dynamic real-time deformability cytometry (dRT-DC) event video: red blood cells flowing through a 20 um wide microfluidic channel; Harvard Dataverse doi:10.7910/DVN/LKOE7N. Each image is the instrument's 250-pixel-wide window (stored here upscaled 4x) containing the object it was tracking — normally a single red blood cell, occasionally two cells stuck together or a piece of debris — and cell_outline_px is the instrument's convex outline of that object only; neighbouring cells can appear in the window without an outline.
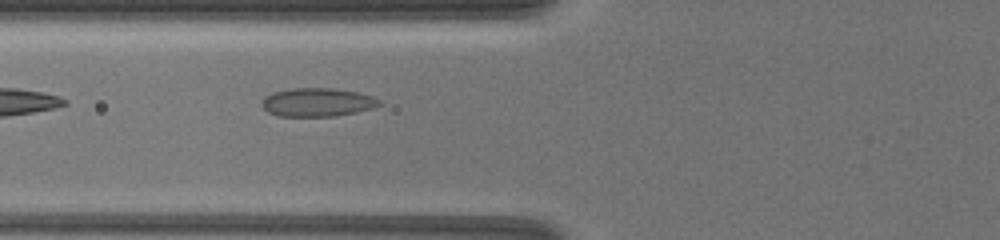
{"species": "common noctule bat (a hibernating species)", "species_latin": "Nyctalus noctula", "temperature_condition": "warm", "stored_images_in_passage": 21, "camera_frame_rate_fps": 3000, "um_per_image_px": 0.085, "animal": {"sex": "female", "body_mass_g": 19.5, "forearm_length_mm": 54.1}, "frame": {"image": 1, "passage_image": 6, "time_ms": 5.0, "image_size_px": [1000, 240], "cell_outline_px": [[384, 104], [372, 108], [356, 112], [332, 116], [280, 116], [268, 112], [260, 104], [264, 96], [272, 92], [292, 88], [332, 88], [360, 92], [372, 96], [380, 100]], "centroid_in_image_um": [26.98, 8.68], "position_along_channel_um": 98.8, "area_um2": 19.65}}
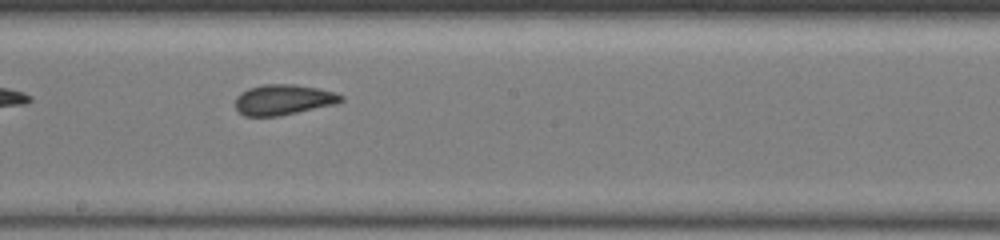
{"frame": {"image": 2, "passage_image": 10, "time_ms": 8.0, "image_size_px": [1000, 240], "cell_outline_px": [[344, 100], [336, 104], [280, 116], [244, 116], [236, 108], [236, 96], [240, 92], [248, 88], [264, 84], [292, 84], [320, 88], [336, 92], [344, 96]], "centroid_in_image_um": [24.11, 8.47], "position_along_channel_um": 224.1, "area_um2": 18.96}}
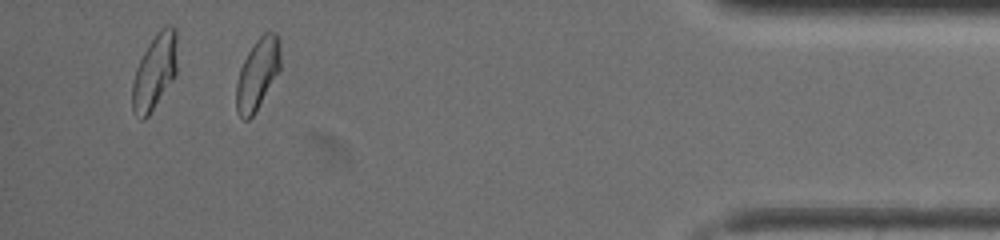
{"frame": {"image": 3, "passage_image": 20, "time_ms": 13.667, "image_size_px": [1000, 240], "cell_outline_px": [[280, 68], [256, 112], [248, 120], [244, 120], [240, 116], [236, 108], [236, 84], [240, 68], [248, 52], [256, 40], [268, 28], [276, 32], [280, 40]], "centroid_in_image_um": [21.9, 6.25], "position_along_channel_um": 413.3, "area_um2": 18.38}, "authors_computed_cell_mechanics": {"area_um2": 18.6694, "velocity_mm_per_s": 4.1716, "shape_relaxation_time_tau1_ms": null, "shape_relaxation_time_tau2_ms": 1.0087, "deformation_change_tau1": null, "deformation_change_tau2": 0.0538}}